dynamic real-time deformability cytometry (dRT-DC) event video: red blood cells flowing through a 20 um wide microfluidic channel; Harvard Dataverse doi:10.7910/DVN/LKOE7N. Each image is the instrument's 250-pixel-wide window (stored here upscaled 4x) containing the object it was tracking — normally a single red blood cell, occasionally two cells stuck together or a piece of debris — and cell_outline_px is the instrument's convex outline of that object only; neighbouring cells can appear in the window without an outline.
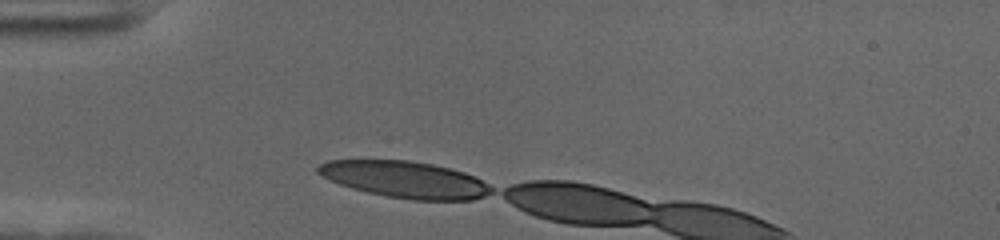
{"species": "human", "species_latin": "Homo sapiens", "temperature_condition": "cold", "stored_images_in_passage": 3, "camera_frame_rate_fps": 3000, "um_per_image_px": 0.085, "donor": {"sex": "female"}, "frame": {"image": 1, "passage_image": 1, "time_ms": 0.0, "image_size_px": [1000, 240], "cell_outline_px": [[484, 192], [480, 196], [460, 200], [440, 200], [404, 196], [324, 168], [328, 164], [344, 160], [392, 160], [420, 164], [440, 168], [456, 172], [480, 180], [484, 188]], "centroid_in_image_um": [34.94, 15.21], "position_along_channel_um": 50.1, "area_um2": 28.55}}